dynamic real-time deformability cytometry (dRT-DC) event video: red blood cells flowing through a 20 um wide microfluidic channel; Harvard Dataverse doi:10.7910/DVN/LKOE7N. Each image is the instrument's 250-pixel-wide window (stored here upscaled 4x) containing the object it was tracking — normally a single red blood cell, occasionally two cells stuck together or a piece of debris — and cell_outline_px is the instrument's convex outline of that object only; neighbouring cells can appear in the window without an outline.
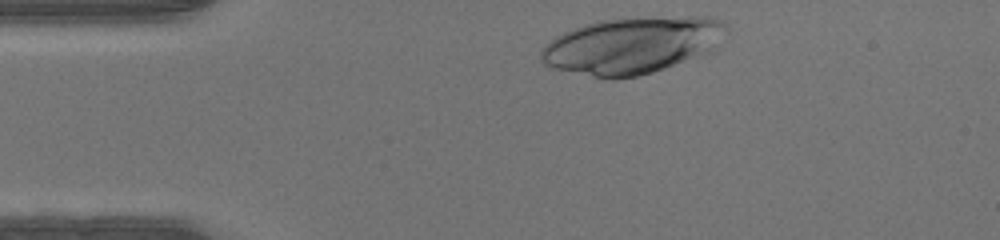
{"species": "human", "species_latin": "Homo sapiens", "temperature_condition": "warm", "stored_images_in_passage": 30, "camera_frame_rate_fps": 3000, "um_per_image_px": 0.085, "donor": {"sex": "male"}, "frame": {"image": 1, "passage_image": 1, "time_ms": 0.0, "image_size_px": [1000, 240], "cell_outline_px": [[728, 32], [716, 48], [712, 52], [652, 72], [636, 76], [616, 80], [604, 80], [556, 68], [544, 64], [540, 60], [540, 52], [556, 36], [564, 32], [584, 24], [600, 20], [636, 16], [700, 16], [720, 20], [728, 24]], "centroid_in_image_um": [53.79, 3.84], "position_along_channel_um": 31.2, "area_um2": 62.14}}
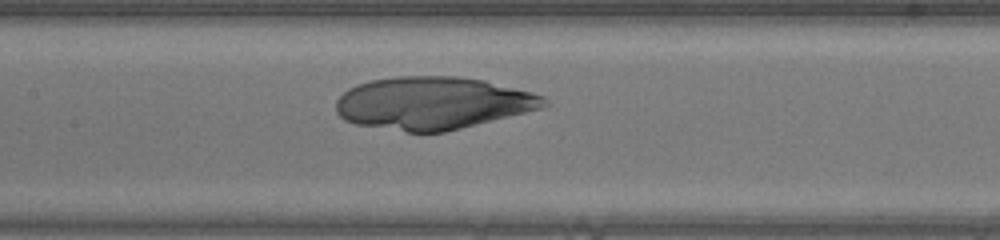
{"frame": {"image": 2, "passage_image": 14, "time_ms": 4.333, "image_size_px": [1000, 240], "cell_outline_px": [[552, 104], [540, 108], [444, 132], [408, 132], [356, 124], [344, 120], [336, 112], [336, 100], [348, 88], [356, 84], [372, 80], [396, 76], [460, 76], [484, 80], [544, 96]], "centroid_in_image_um": [36.75, 8.75], "position_along_channel_um": 170.7, "area_um2": 63.41}}
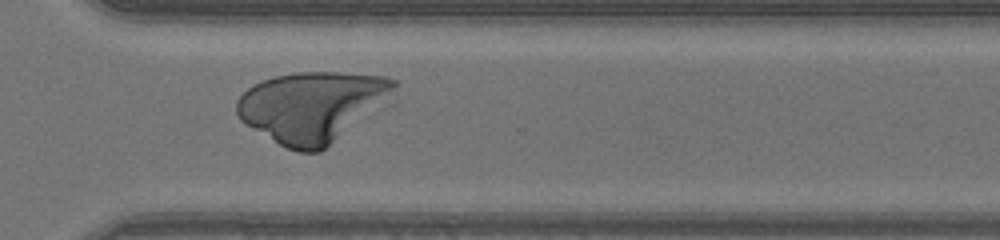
{"frame": {"image": 3, "passage_image": 26, "time_ms": 8.333, "image_size_px": [1000, 240], "cell_outline_px": [[396, 84], [392, 88], [320, 152], [300, 152], [288, 148], [280, 144], [244, 124], [240, 120], [236, 112], [236, 100], [252, 84], [272, 76], [296, 72], [340, 72], [384, 76], [396, 80]], "centroid_in_image_um": [26.29, 9.02], "position_along_channel_um": 344.3, "area_um2": 61.85}}